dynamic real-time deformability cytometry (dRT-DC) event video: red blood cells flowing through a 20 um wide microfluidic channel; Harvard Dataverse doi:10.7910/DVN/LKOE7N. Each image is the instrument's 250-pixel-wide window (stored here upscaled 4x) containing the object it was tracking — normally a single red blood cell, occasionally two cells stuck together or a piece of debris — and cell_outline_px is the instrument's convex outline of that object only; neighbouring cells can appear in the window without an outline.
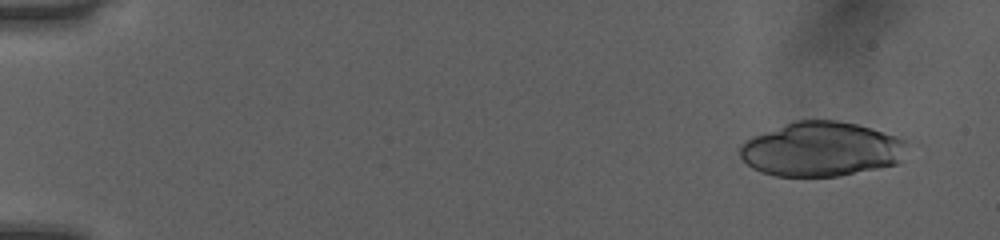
{"species": "human", "species_latin": "Homo sapiens", "temperature_condition": "room temperature", "stored_images_in_passage": 24, "camera_frame_rate_fps": 3000, "um_per_image_px": 0.085, "donor": {"sex": "female"}, "frame": {"image": 1, "passage_image": 3, "time_ms": 0.667, "image_size_px": [1000, 240], "cell_outline_px": [[904, 144], [896, 164], [840, 176], [776, 176], [760, 172], [752, 168], [740, 156], [740, 144], [744, 140], [752, 136], [796, 120], [836, 120], [856, 124], [896, 136], [904, 140]], "centroid_in_image_um": [69.72, 12.68], "position_along_channel_um": 15.3, "area_um2": 52.42}}
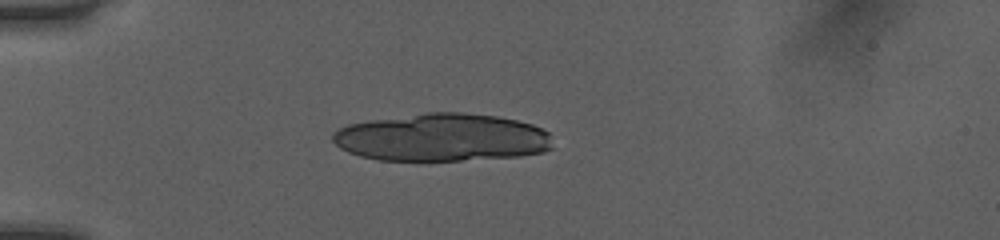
{"frame": {"image": 2, "passage_image": 14, "time_ms": 4.333, "image_size_px": [1000, 240], "cell_outline_px": [[552, 148], [544, 152], [520, 156], [460, 160], [380, 160], [360, 156], [348, 152], [340, 148], [332, 140], [332, 132], [348, 124], [372, 120], [428, 112], [460, 112], [496, 116], [516, 120], [532, 124], [548, 132]], "centroid_in_image_um": [37.55, 11.69], "position_along_channel_um": 47.4, "area_um2": 61.09}}
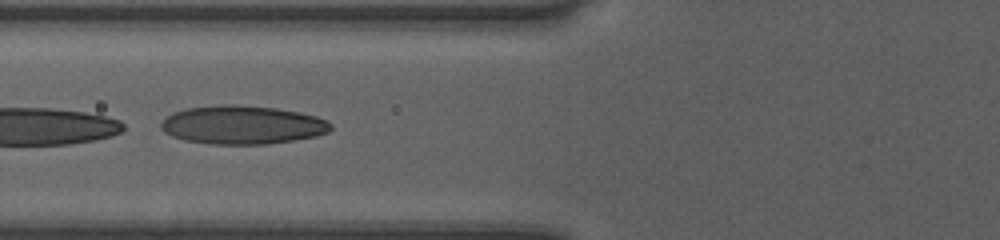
{"frame": {"image": 3, "passage_image": 21, "time_ms": 6.667, "image_size_px": [1000, 240], "cell_outline_px": [[332, 128], [328, 132], [316, 136], [296, 140], [264, 144], [212, 144], [184, 140], [172, 136], [164, 132], [160, 128], [160, 124], [168, 116], [176, 112], [188, 108], [224, 104], [232, 104], [276, 108], [300, 112], [316, 116], [328, 120], [332, 124]], "centroid_in_image_um": [20.64, 10.62], "position_along_channel_um": 105.2, "area_um2": 38.09}}